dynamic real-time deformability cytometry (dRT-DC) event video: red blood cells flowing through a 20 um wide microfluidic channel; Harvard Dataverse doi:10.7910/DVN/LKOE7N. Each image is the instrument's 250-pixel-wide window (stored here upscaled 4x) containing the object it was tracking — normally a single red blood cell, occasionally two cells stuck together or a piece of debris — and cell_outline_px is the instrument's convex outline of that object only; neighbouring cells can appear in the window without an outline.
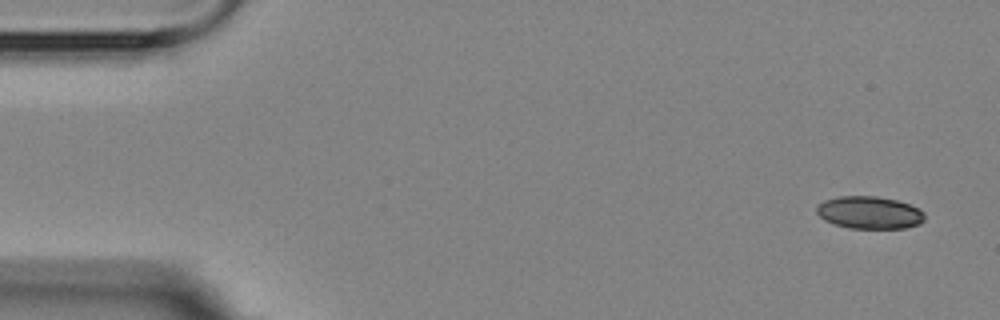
{"species": "Egyptian fruit bat (a non-hibernating species)", "species_latin": "Rousettus aegyptiacus", "temperature_condition": "room temperature", "stored_images_in_passage": 5, "segment_of_instrument_passage": [2, 2], "camera_frame_rate_fps": 3000, "um_per_image_px": 0.085, "animal": {"sex": "female"}, "frame": {"image": 1, "passage_image": 5, "time_ms": 5.333, "image_size_px": [1000, 320], "cell_outline_px": [[924, 220], [920, 224], [904, 228], [848, 228], [824, 220], [816, 212], [816, 208], [824, 200], [840, 196], [876, 196], [896, 200], [920, 208], [924, 212]], "centroid_in_image_um": [73.92, 18.07], "position_along_channel_um": 11.1, "area_um2": 20.4}}